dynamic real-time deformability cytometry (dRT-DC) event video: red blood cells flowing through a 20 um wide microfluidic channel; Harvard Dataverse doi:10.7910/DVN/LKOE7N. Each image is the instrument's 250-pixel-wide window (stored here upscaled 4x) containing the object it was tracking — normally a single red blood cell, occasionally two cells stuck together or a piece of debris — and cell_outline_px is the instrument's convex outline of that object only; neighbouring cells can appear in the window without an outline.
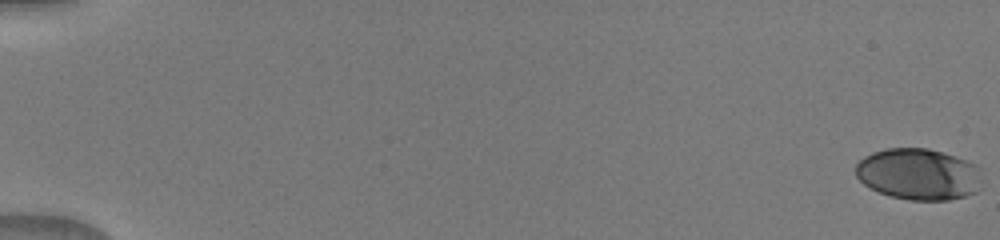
{"species": "human", "species_latin": "Homo sapiens", "temperature_condition": "warm", "stored_images_in_passage": 52, "camera_frame_rate_fps": 3000, "um_per_image_px": 0.085, "donor": {"sex": "male"}, "frame": {"image": 1, "passage_image": 1, "time_ms": 0.0, "image_size_px": [1000, 240], "cell_outline_px": [[980, 180], [976, 192], [964, 196], [948, 200], [908, 200], [892, 196], [880, 192], [864, 184], [856, 176], [856, 164], [864, 156], [872, 152], [884, 148], [928, 148], [976, 164], [980, 168]], "centroid_in_image_um": [78.05, 14.8], "position_along_channel_um": 6.9, "area_um2": 37.63}}
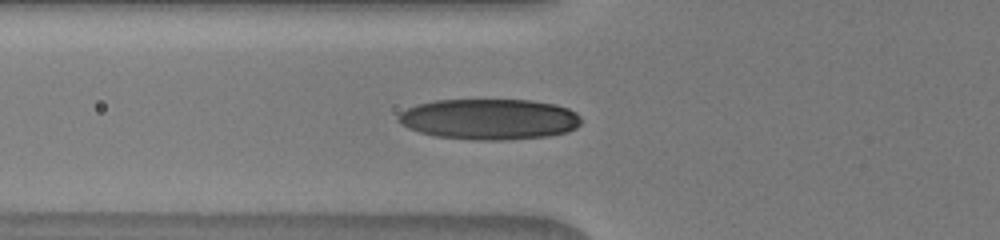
{"frame": {"image": 2, "passage_image": 21, "time_ms": 6.667, "image_size_px": [1000, 240], "cell_outline_px": [[580, 124], [576, 128], [568, 132], [548, 136], [504, 140], [476, 140], [436, 136], [420, 132], [408, 128], [400, 124], [396, 120], [396, 116], [400, 112], [416, 104], [432, 100], [532, 100], [556, 104], [568, 108], [576, 112], [580, 116]], "centroid_in_image_um": [41.58, 10.12], "position_along_channel_um": 84.2, "area_um2": 43.81}}
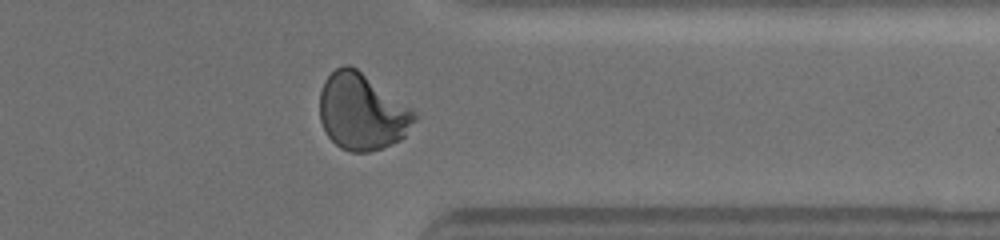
{"frame": {"image": 3, "passage_image": 43, "time_ms": 14.0, "image_size_px": [1000, 240], "cell_outline_px": [[420, 116], [404, 136], [400, 140], [380, 148], [368, 152], [352, 152], [340, 148], [328, 136], [320, 120], [320, 92], [324, 80], [336, 68], [344, 64], [348, 64], [356, 68], [412, 108]], "centroid_in_image_um": [30.78, 9.5], "position_along_channel_um": 380.6, "area_um2": 42.19}}